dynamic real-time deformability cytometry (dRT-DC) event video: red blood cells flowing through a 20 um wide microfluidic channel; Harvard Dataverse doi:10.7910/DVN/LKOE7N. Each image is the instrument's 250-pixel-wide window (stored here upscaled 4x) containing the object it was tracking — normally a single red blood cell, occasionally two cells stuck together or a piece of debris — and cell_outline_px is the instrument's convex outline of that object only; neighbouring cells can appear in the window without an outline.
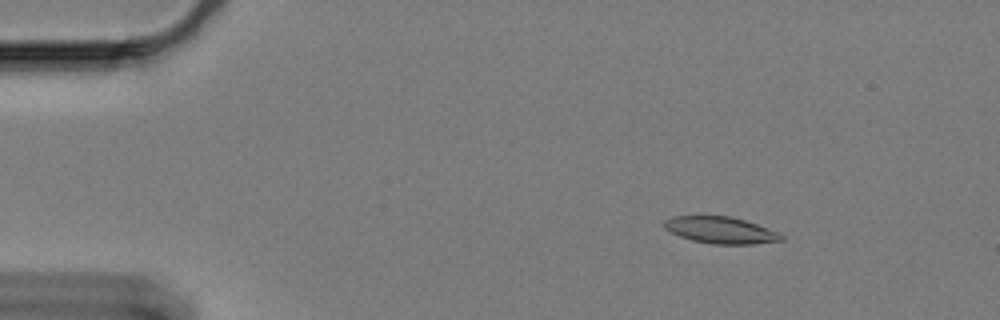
{"species": "Egyptian fruit bat (a non-hibernating species)", "species_latin": "Rousettus aegyptiacus", "temperature_condition": "cold", "stored_images_in_passage": 56, "camera_frame_rate_fps": 3000, "um_per_image_px": 0.085, "animal": {"sex": "female"}, "frame": {"image": 1, "passage_image": 3, "time_ms": 0.667, "image_size_px": [1000, 320], "cell_outline_px": [[784, 240], [752, 244], [712, 244], [692, 240], [680, 236], [664, 228], [664, 220], [672, 216], [732, 216], [780, 232], [784, 236]], "centroid_in_image_um": [61.28, 19.56], "position_along_channel_um": 23.7, "area_um2": 18.21}}
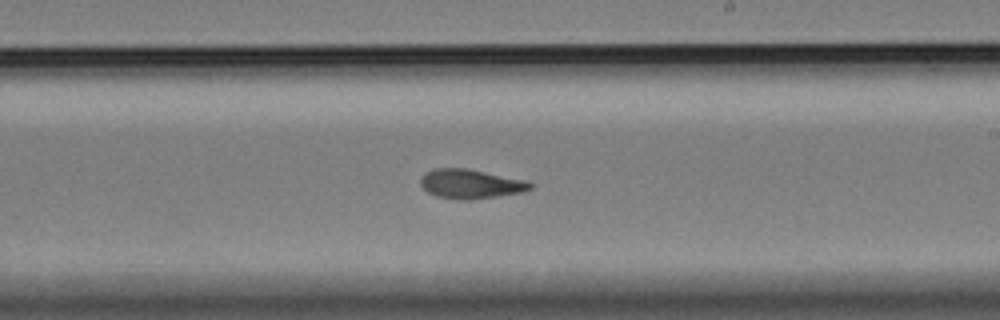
{"frame": {"image": 2, "passage_image": 30, "time_ms": 9.667, "image_size_px": [1000, 320], "cell_outline_px": [[532, 188], [520, 192], [472, 200], [460, 200], [436, 196], [428, 192], [420, 184], [420, 176], [424, 172], [432, 168], [468, 168], [528, 180], [532, 184]], "centroid_in_image_um": [39.97, 15.62], "position_along_channel_um": 249.0, "area_um2": 18.96}}
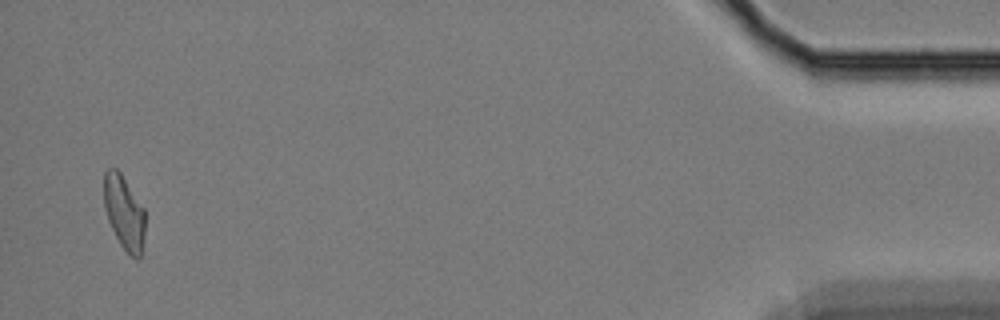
{"frame": {"image": 3, "passage_image": 53, "time_ms": 17.333, "image_size_px": [1000, 320], "cell_outline_px": [[144, 236], [140, 260], [136, 260], [120, 244], [108, 220], [104, 208], [104, 172], [108, 168], [116, 168], [120, 172], [144, 208]], "centroid_in_image_um": [10.55, 18.06], "position_along_channel_um": 424.7, "area_um2": 17.63}}